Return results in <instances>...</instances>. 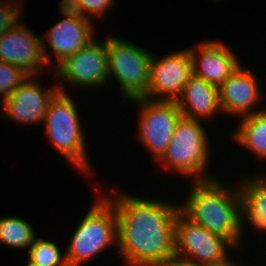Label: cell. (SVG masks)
I'll list each match as a JSON object with an SVG mask.
<instances>
[{"label": "cell", "mask_w": 266, "mask_h": 266, "mask_svg": "<svg viewBox=\"0 0 266 266\" xmlns=\"http://www.w3.org/2000/svg\"><path fill=\"white\" fill-rule=\"evenodd\" d=\"M116 192L106 197L115 206L116 250L124 266H162L175 253V219L180 206Z\"/></svg>", "instance_id": "1"}, {"label": "cell", "mask_w": 266, "mask_h": 266, "mask_svg": "<svg viewBox=\"0 0 266 266\" xmlns=\"http://www.w3.org/2000/svg\"><path fill=\"white\" fill-rule=\"evenodd\" d=\"M190 182V195L180 203V211L208 231L228 239L238 251L245 233L239 187L233 188L216 177Z\"/></svg>", "instance_id": "2"}, {"label": "cell", "mask_w": 266, "mask_h": 266, "mask_svg": "<svg viewBox=\"0 0 266 266\" xmlns=\"http://www.w3.org/2000/svg\"><path fill=\"white\" fill-rule=\"evenodd\" d=\"M66 84H58L59 91L50 100L43 120L45 134L55 149L84 175H91L88 162L86 141L80 116L74 100L64 88ZM90 170V171H89Z\"/></svg>", "instance_id": "3"}, {"label": "cell", "mask_w": 266, "mask_h": 266, "mask_svg": "<svg viewBox=\"0 0 266 266\" xmlns=\"http://www.w3.org/2000/svg\"><path fill=\"white\" fill-rule=\"evenodd\" d=\"M202 121L181 117L174 129L170 144L157 161L163 169H170L191 181L211 179L209 166L210 138Z\"/></svg>", "instance_id": "4"}, {"label": "cell", "mask_w": 266, "mask_h": 266, "mask_svg": "<svg viewBox=\"0 0 266 266\" xmlns=\"http://www.w3.org/2000/svg\"><path fill=\"white\" fill-rule=\"evenodd\" d=\"M96 200L76 227L65 249L68 266H81L103 254L109 247H117L115 206L106 195H100Z\"/></svg>", "instance_id": "5"}, {"label": "cell", "mask_w": 266, "mask_h": 266, "mask_svg": "<svg viewBox=\"0 0 266 266\" xmlns=\"http://www.w3.org/2000/svg\"><path fill=\"white\" fill-rule=\"evenodd\" d=\"M118 36L106 38L108 76L115 77L125 100L143 97L149 88L152 52Z\"/></svg>", "instance_id": "6"}, {"label": "cell", "mask_w": 266, "mask_h": 266, "mask_svg": "<svg viewBox=\"0 0 266 266\" xmlns=\"http://www.w3.org/2000/svg\"><path fill=\"white\" fill-rule=\"evenodd\" d=\"M140 109L138 139L157 161L171 142L178 120L182 117L176 101L150 100L144 97L128 100Z\"/></svg>", "instance_id": "7"}, {"label": "cell", "mask_w": 266, "mask_h": 266, "mask_svg": "<svg viewBox=\"0 0 266 266\" xmlns=\"http://www.w3.org/2000/svg\"><path fill=\"white\" fill-rule=\"evenodd\" d=\"M230 249L237 250L228 239L208 231L181 211L178 212L175 219V253L177 255L199 263L215 265L230 256Z\"/></svg>", "instance_id": "8"}, {"label": "cell", "mask_w": 266, "mask_h": 266, "mask_svg": "<svg viewBox=\"0 0 266 266\" xmlns=\"http://www.w3.org/2000/svg\"><path fill=\"white\" fill-rule=\"evenodd\" d=\"M57 67V68H56ZM55 67V74L69 86L101 88L109 82L106 39H93ZM101 86V87H100Z\"/></svg>", "instance_id": "9"}, {"label": "cell", "mask_w": 266, "mask_h": 266, "mask_svg": "<svg viewBox=\"0 0 266 266\" xmlns=\"http://www.w3.org/2000/svg\"><path fill=\"white\" fill-rule=\"evenodd\" d=\"M59 9L64 19L50 27L42 39V49L45 60L50 66L52 57L47 51V43L56 57L57 66L67 57L74 55L95 39L92 21L72 11L67 5L59 3ZM50 56V57H49Z\"/></svg>", "instance_id": "10"}, {"label": "cell", "mask_w": 266, "mask_h": 266, "mask_svg": "<svg viewBox=\"0 0 266 266\" xmlns=\"http://www.w3.org/2000/svg\"><path fill=\"white\" fill-rule=\"evenodd\" d=\"M157 58L154 53L151 58L149 88L143 97L150 100L176 101L192 75L189 50L186 48Z\"/></svg>", "instance_id": "11"}, {"label": "cell", "mask_w": 266, "mask_h": 266, "mask_svg": "<svg viewBox=\"0 0 266 266\" xmlns=\"http://www.w3.org/2000/svg\"><path fill=\"white\" fill-rule=\"evenodd\" d=\"M23 23V19L0 36V60L22 68L30 76H39L47 64L42 38Z\"/></svg>", "instance_id": "12"}, {"label": "cell", "mask_w": 266, "mask_h": 266, "mask_svg": "<svg viewBox=\"0 0 266 266\" xmlns=\"http://www.w3.org/2000/svg\"><path fill=\"white\" fill-rule=\"evenodd\" d=\"M38 77L30 76L8 98L1 101L4 105L3 116L22 125L43 122L48 104L59 89L57 83L45 90Z\"/></svg>", "instance_id": "13"}, {"label": "cell", "mask_w": 266, "mask_h": 266, "mask_svg": "<svg viewBox=\"0 0 266 266\" xmlns=\"http://www.w3.org/2000/svg\"><path fill=\"white\" fill-rule=\"evenodd\" d=\"M254 74L251 69L243 68L240 64L218 87L219 105L223 114L242 117L259 111L255 107L263 100V95L260 81Z\"/></svg>", "instance_id": "14"}, {"label": "cell", "mask_w": 266, "mask_h": 266, "mask_svg": "<svg viewBox=\"0 0 266 266\" xmlns=\"http://www.w3.org/2000/svg\"><path fill=\"white\" fill-rule=\"evenodd\" d=\"M192 74L219 87L240 65L239 58L223 41H205L188 47Z\"/></svg>", "instance_id": "15"}, {"label": "cell", "mask_w": 266, "mask_h": 266, "mask_svg": "<svg viewBox=\"0 0 266 266\" xmlns=\"http://www.w3.org/2000/svg\"><path fill=\"white\" fill-rule=\"evenodd\" d=\"M181 115L195 120H209L221 114L218 87L192 74L176 99Z\"/></svg>", "instance_id": "16"}, {"label": "cell", "mask_w": 266, "mask_h": 266, "mask_svg": "<svg viewBox=\"0 0 266 266\" xmlns=\"http://www.w3.org/2000/svg\"><path fill=\"white\" fill-rule=\"evenodd\" d=\"M239 183L243 229L248 222L252 228L266 233V174L251 175Z\"/></svg>", "instance_id": "17"}, {"label": "cell", "mask_w": 266, "mask_h": 266, "mask_svg": "<svg viewBox=\"0 0 266 266\" xmlns=\"http://www.w3.org/2000/svg\"><path fill=\"white\" fill-rule=\"evenodd\" d=\"M239 121L233 140L250 150L259 162L266 161V109L260 108L258 112L240 117Z\"/></svg>", "instance_id": "18"}, {"label": "cell", "mask_w": 266, "mask_h": 266, "mask_svg": "<svg viewBox=\"0 0 266 266\" xmlns=\"http://www.w3.org/2000/svg\"><path fill=\"white\" fill-rule=\"evenodd\" d=\"M37 233L31 223L20 216L0 217V244L15 249H29Z\"/></svg>", "instance_id": "19"}, {"label": "cell", "mask_w": 266, "mask_h": 266, "mask_svg": "<svg viewBox=\"0 0 266 266\" xmlns=\"http://www.w3.org/2000/svg\"><path fill=\"white\" fill-rule=\"evenodd\" d=\"M27 251L28 259L40 266H68L66 253L48 239L36 237Z\"/></svg>", "instance_id": "20"}, {"label": "cell", "mask_w": 266, "mask_h": 266, "mask_svg": "<svg viewBox=\"0 0 266 266\" xmlns=\"http://www.w3.org/2000/svg\"><path fill=\"white\" fill-rule=\"evenodd\" d=\"M29 77L22 68L0 60V99L8 98Z\"/></svg>", "instance_id": "21"}, {"label": "cell", "mask_w": 266, "mask_h": 266, "mask_svg": "<svg viewBox=\"0 0 266 266\" xmlns=\"http://www.w3.org/2000/svg\"><path fill=\"white\" fill-rule=\"evenodd\" d=\"M114 0H71L67 6L74 12L90 20L91 15L96 19L105 17L107 9L114 6Z\"/></svg>", "instance_id": "22"}, {"label": "cell", "mask_w": 266, "mask_h": 266, "mask_svg": "<svg viewBox=\"0 0 266 266\" xmlns=\"http://www.w3.org/2000/svg\"><path fill=\"white\" fill-rule=\"evenodd\" d=\"M22 13L16 6L9 5L0 0V36L21 21Z\"/></svg>", "instance_id": "23"}, {"label": "cell", "mask_w": 266, "mask_h": 266, "mask_svg": "<svg viewBox=\"0 0 266 266\" xmlns=\"http://www.w3.org/2000/svg\"><path fill=\"white\" fill-rule=\"evenodd\" d=\"M162 266H212V265L199 263L174 253Z\"/></svg>", "instance_id": "24"}, {"label": "cell", "mask_w": 266, "mask_h": 266, "mask_svg": "<svg viewBox=\"0 0 266 266\" xmlns=\"http://www.w3.org/2000/svg\"><path fill=\"white\" fill-rule=\"evenodd\" d=\"M212 266H244V265H238L237 263H234V260H231V257H228L226 260L218 262L217 264Z\"/></svg>", "instance_id": "25"}, {"label": "cell", "mask_w": 266, "mask_h": 266, "mask_svg": "<svg viewBox=\"0 0 266 266\" xmlns=\"http://www.w3.org/2000/svg\"><path fill=\"white\" fill-rule=\"evenodd\" d=\"M18 1V2H17ZM2 2H5L9 5H14L16 6L17 8H19L21 11H23L22 9V3L20 2V0H2ZM21 6V7H20Z\"/></svg>", "instance_id": "26"}, {"label": "cell", "mask_w": 266, "mask_h": 266, "mask_svg": "<svg viewBox=\"0 0 266 266\" xmlns=\"http://www.w3.org/2000/svg\"><path fill=\"white\" fill-rule=\"evenodd\" d=\"M26 266H40V265H38V264H36V263H34V262H32V261H30V260L28 259V263H27Z\"/></svg>", "instance_id": "27"}, {"label": "cell", "mask_w": 266, "mask_h": 266, "mask_svg": "<svg viewBox=\"0 0 266 266\" xmlns=\"http://www.w3.org/2000/svg\"><path fill=\"white\" fill-rule=\"evenodd\" d=\"M71 0H61L60 3L64 4V5H67Z\"/></svg>", "instance_id": "28"}]
</instances>
